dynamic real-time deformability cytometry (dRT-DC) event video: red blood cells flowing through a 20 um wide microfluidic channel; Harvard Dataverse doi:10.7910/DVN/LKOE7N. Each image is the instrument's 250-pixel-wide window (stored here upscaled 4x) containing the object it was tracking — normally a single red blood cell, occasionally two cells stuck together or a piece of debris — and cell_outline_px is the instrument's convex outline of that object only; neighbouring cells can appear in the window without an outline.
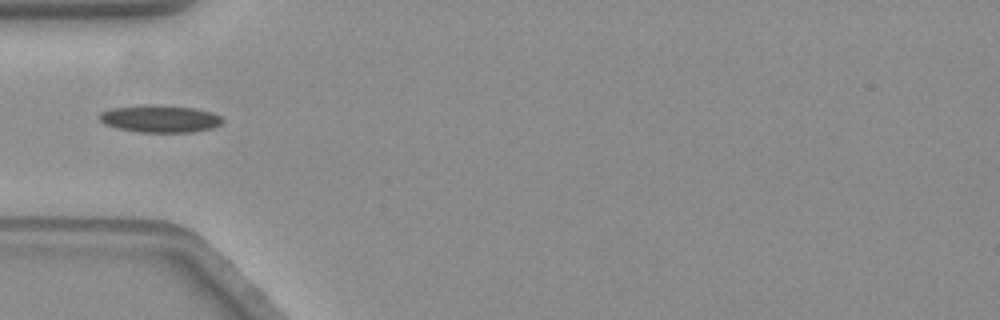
{"species": "common noctule bat (a hibernating species)", "species_latin": "Nyctalus noctula", "temperature_condition": "warm", "stored_images_in_passage": 24, "camera_frame_rate_fps": 3000, "um_per_image_px": 0.085, "animal": {"sex": "female", "body_mass_g": 19.3, "forearm_length_mm": 54.1}, "frame": {"image": 1, "passage_image": 1, "time_ms": 0.0, "image_size_px": [1000, 320], "cell_outline_px": [[224, 120], [220, 124], [212, 128], [192, 132], [136, 132], [116, 128], [104, 124], [100, 120], [100, 112], [112, 108], [152, 104], [196, 108], [212, 112], [220, 116]], "centroid_in_image_um": [13.6, 10.09], "position_along_channel_um": 71.4, "area_um2": 19.65}}